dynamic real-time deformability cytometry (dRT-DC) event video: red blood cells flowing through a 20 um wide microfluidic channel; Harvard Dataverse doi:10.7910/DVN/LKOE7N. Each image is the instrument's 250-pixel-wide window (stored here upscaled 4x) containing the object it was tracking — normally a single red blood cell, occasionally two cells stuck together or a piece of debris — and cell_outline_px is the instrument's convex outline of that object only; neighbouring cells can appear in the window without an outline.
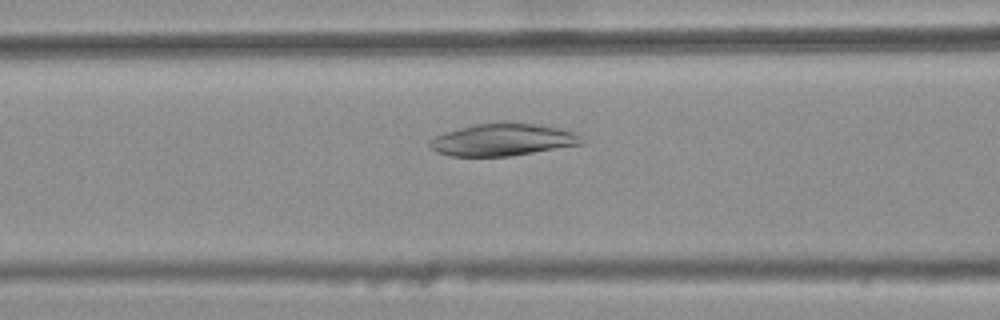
{"species": "common noctule bat (a hibernating species)", "species_latin": "Nyctalus noctula", "temperature_condition": "warm", "stored_images_in_passage": 48, "camera_frame_rate_fps": 3000, "um_per_image_px": 0.085, "animal": {"sex": "female", "body_mass_g": 25.1}, "frame": {"image": 1, "passage_image": 21, "time_ms": 6.667, "image_size_px": [1000, 320], "cell_outline_px": [[584, 144], [508, 156], [452, 156], [436, 152], [428, 144], [428, 140], [436, 136], [472, 124], [500, 120], [532, 124], [560, 128], [572, 132], [580, 136], [584, 140]], "centroid_in_image_um": [42.72, 11.86], "position_along_channel_um": 123.9, "area_um2": 28.67}}
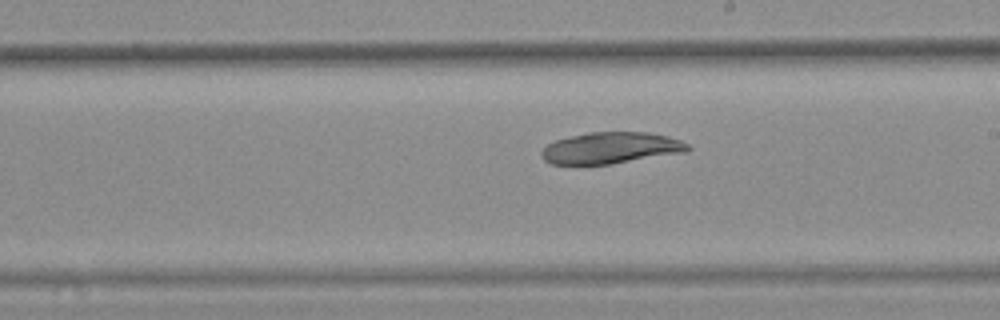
{"frame": {"image": 2, "passage_image": 30, "time_ms": 9.667, "image_size_px": [1000, 320], "cell_outline_px": [[692, 148], [688, 152], [612, 164], [552, 164], [544, 160], [540, 156], [540, 152], [548, 144], [556, 140], [588, 132], [648, 132], [668, 136], [680, 140], [688, 144]], "centroid_in_image_um": [51.96, 12.58], "position_along_channel_um": 237.0, "area_um2": 26.93}}
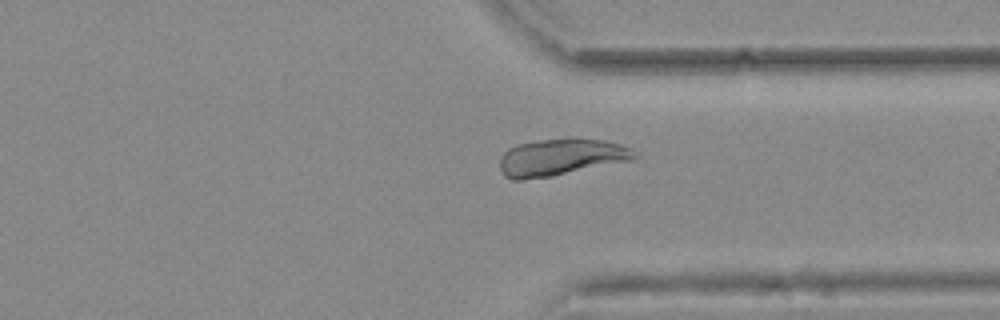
{"frame": {"image": 3, "passage_image": 40, "time_ms": 13.0, "image_size_px": [1000, 320], "cell_outline_px": [[640, 156], [636, 160], [552, 176], [520, 180], [512, 180], [504, 176], [500, 168], [500, 156], [508, 148], [516, 144], [540, 140], [568, 136], [604, 140], [620, 144], [632, 148]], "centroid_in_image_um": [47.73, 13.34], "position_along_channel_um": 363.7, "area_um2": 29.82}}